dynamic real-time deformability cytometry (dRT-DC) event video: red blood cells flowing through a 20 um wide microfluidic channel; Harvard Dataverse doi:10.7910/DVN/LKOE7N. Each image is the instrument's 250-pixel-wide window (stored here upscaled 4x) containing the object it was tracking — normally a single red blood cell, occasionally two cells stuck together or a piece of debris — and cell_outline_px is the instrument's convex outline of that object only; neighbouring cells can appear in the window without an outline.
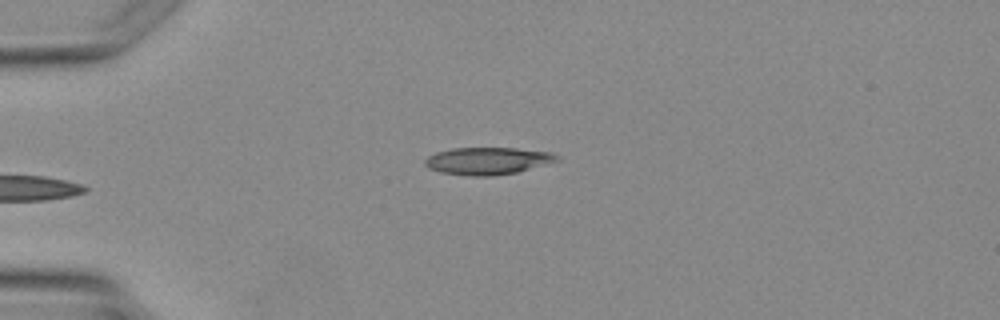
{"species": "Egyptian fruit bat (a non-hibernating species)", "species_latin": "Rousettus aegyptiacus", "temperature_condition": "warm", "stored_images_in_passage": 3, "camera_frame_rate_fps": 3000, "um_per_image_px": 0.085, "animal": {"sex": "female"}, "frame": {"image": 1, "passage_image": 3, "time_ms": 3.0, "image_size_px": [1000, 320], "cell_outline_px": [[560, 160], [516, 172], [492, 176], [472, 176], [440, 172], [428, 168], [424, 164], [424, 160], [428, 156], [436, 152], [452, 148], [516, 148], [552, 152], [560, 156]], "centroid_in_image_um": [41.45, 13.67], "position_along_channel_um": 43.6, "area_um2": 20.98}}